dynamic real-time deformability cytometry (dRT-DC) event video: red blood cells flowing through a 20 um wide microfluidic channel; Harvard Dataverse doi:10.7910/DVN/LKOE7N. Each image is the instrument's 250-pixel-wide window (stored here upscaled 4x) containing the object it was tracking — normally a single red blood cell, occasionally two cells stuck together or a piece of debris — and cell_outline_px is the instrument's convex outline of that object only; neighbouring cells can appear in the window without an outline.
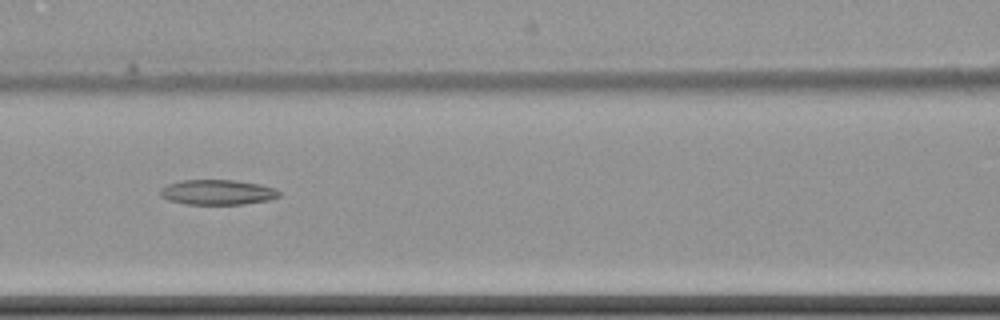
{"species": "common noctule bat (a hibernating species)", "species_latin": "Nyctalus noctula", "temperature_condition": "cold", "stored_images_in_passage": 3, "camera_frame_rate_fps": 3000, "um_per_image_px": 0.085, "animal": {"sex": "female", "body_mass_g": 22.7, "forearm_length_mm": 54.2}, "frame": {"image": 1, "passage_image": 3, "time_ms": 2.333, "image_size_px": [1000, 320], "cell_outline_px": [[280, 196], [268, 200], [244, 204], [184, 204], [168, 200], [160, 196], [160, 188], [168, 184], [180, 180], [236, 180], [260, 184], [276, 188], [280, 192]], "centroid_in_image_um": [18.48, 16.33], "position_along_channel_um": 148.1, "area_um2": 17.51}}